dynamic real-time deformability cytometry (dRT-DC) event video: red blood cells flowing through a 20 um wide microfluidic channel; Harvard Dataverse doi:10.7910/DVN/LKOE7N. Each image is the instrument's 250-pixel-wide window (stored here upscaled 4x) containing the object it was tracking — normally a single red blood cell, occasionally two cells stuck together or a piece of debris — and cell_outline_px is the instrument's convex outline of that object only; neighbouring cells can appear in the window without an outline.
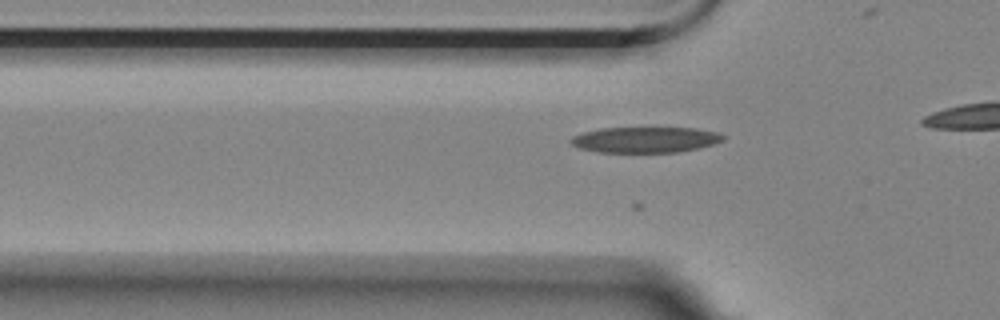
{"species": "Egyptian fruit bat (a non-hibernating species)", "species_latin": "Rousettus aegyptiacus", "temperature_condition": "room temperature", "stored_images_in_passage": 19, "camera_frame_rate_fps": 3000, "um_per_image_px": 0.085, "animal": {"sex": "female"}, "frame": {"image": 1, "passage_image": 13, "time_ms": 4.0, "image_size_px": [1000, 320], "cell_outline_px": [[724, 140], [700, 148], [676, 152], [600, 152], [580, 148], [572, 144], [568, 140], [572, 136], [584, 132], [600, 128], [696, 128], [720, 132], [724, 136]], "centroid_in_image_um": [54.87, 11.87], "position_along_channel_um": 70.9, "area_um2": 22.83}}
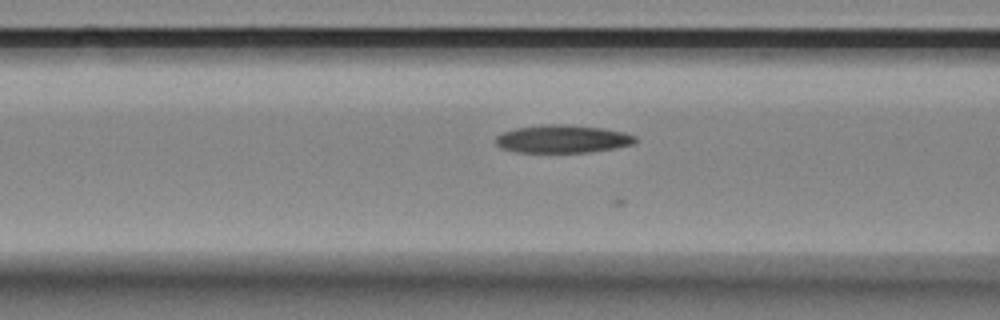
{"frame": {"image": 2, "passage_image": 17, "time_ms": 5.333, "image_size_px": [1000, 320], "cell_outline_px": [[636, 144], [616, 148], [588, 152], [516, 152], [500, 148], [496, 144], [496, 136], [504, 132], [516, 128], [544, 124], [564, 124], [604, 128], [624, 132], [636, 136]], "centroid_in_image_um": [47.84, 11.81], "position_along_channel_um": 118.8, "area_um2": 22.83}}